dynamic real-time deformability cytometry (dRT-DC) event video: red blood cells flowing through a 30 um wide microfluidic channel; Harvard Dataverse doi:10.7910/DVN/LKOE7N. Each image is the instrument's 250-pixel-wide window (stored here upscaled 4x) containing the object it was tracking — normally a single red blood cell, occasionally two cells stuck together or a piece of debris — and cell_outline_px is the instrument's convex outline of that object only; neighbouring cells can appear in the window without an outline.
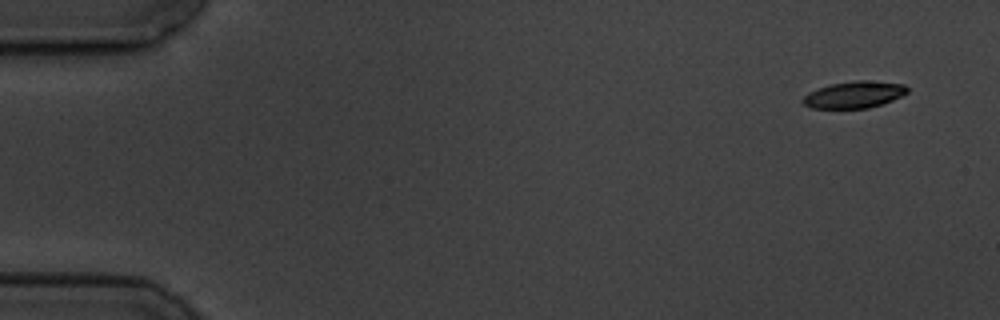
{"species": "common noctule bat (a hibernating species)", "species_latin": "Nyctalus noctula", "temperature_condition": "cold", "stored_images_in_passage": 6, "segment_of_instrument_passage": [1, 2], "camera_frame_rate_fps": 3000, "um_per_image_px": 0.085, "animal": {"sex": "male", "body_mass_g": 19.5, "forearm_length_mm": 54.6}, "frame": {"image": 1, "passage_image": 1, "time_ms": 0.0, "image_size_px": [1000, 320], "cell_outline_px": [[908, 92], [892, 100], [868, 108], [812, 108], [804, 104], [800, 100], [808, 92], [832, 84], [856, 80], [864, 80], [904, 84], [908, 88]], "centroid_in_image_um": [72.59, 8.05], "position_along_channel_um": 12.4, "area_um2": 16.07}}
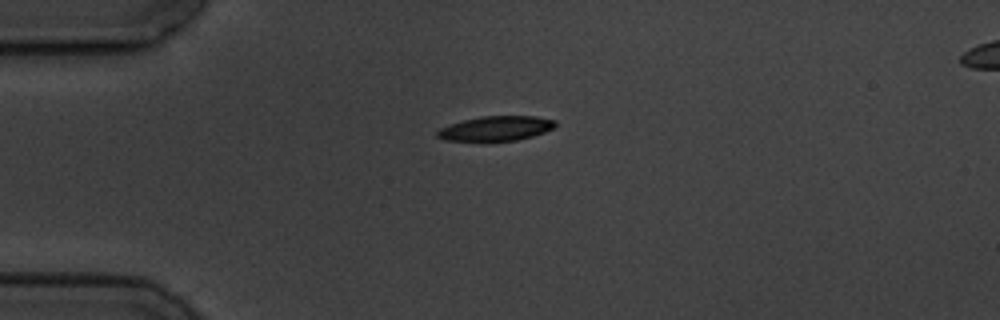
{"frame": {"image": 2, "passage_image": 4, "time_ms": 3.667, "image_size_px": [1000, 320], "cell_outline_px": [[556, 124], [552, 128], [544, 132], [532, 136], [516, 140], [488, 144], [484, 144], [444, 140], [436, 136], [436, 132], [440, 128], [448, 124], [480, 116], [536, 116], [556, 120]], "centroid_in_image_um": [42.07, 10.97], "position_along_channel_um": 42.9, "area_um2": 17.86}}